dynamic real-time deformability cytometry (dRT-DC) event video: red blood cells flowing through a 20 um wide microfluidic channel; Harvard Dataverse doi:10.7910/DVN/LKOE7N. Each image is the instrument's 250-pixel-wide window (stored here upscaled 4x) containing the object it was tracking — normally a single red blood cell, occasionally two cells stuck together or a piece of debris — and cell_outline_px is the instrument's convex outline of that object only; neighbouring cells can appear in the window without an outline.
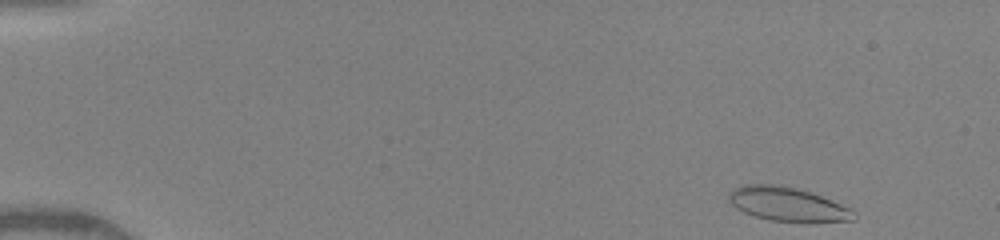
{"species": "human", "species_latin": "Homo sapiens", "temperature_condition": "warm", "stored_images_in_passage": 29, "camera_frame_rate_fps": 3000, "um_per_image_px": 0.085, "donor": {"sex": "female"}, "frame": {"image": 1, "passage_image": 1, "time_ms": 0.0, "image_size_px": [1000, 240], "cell_outline_px": [[856, 220], [772, 220], [756, 216], [744, 212], [736, 208], [728, 200], [728, 192], [732, 188], [744, 184], [772, 184], [796, 188], [820, 196], [840, 204], [856, 212]], "centroid_in_image_um": [66.84, 17.32], "position_along_channel_um": 18.2, "area_um2": 23.87}}
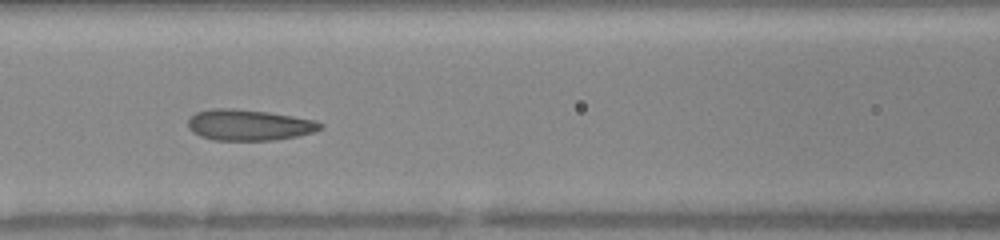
{"frame": {"image": 2, "passage_image": 24, "time_ms": 6.0, "image_size_px": [1000, 240], "cell_outline_px": [[324, 128], [312, 132], [296, 136], [276, 140], [212, 140], [200, 136], [192, 132], [188, 128], [188, 120], [196, 112], [212, 108], [232, 108], [268, 112], [316, 120], [324, 124]], "centroid_in_image_um": [21.16, 10.62], "position_along_channel_um": 145.4, "area_um2": 23.99}}
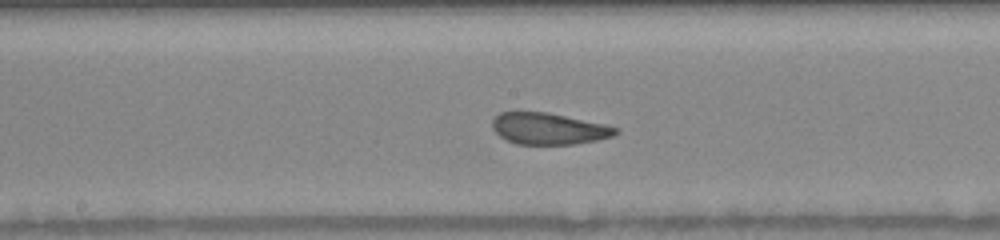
{"frame": {"image": 3, "passage_image": 28, "time_ms": 7.333, "image_size_px": [1000, 240], "cell_outline_px": [[620, 132], [612, 136], [596, 140], [572, 144], [516, 144], [500, 136], [492, 128], [492, 120], [500, 112], [548, 112], [604, 124], [620, 128]], "centroid_in_image_um": [46.65, 10.93], "position_along_channel_um": 201.6, "area_um2": 22.54}}